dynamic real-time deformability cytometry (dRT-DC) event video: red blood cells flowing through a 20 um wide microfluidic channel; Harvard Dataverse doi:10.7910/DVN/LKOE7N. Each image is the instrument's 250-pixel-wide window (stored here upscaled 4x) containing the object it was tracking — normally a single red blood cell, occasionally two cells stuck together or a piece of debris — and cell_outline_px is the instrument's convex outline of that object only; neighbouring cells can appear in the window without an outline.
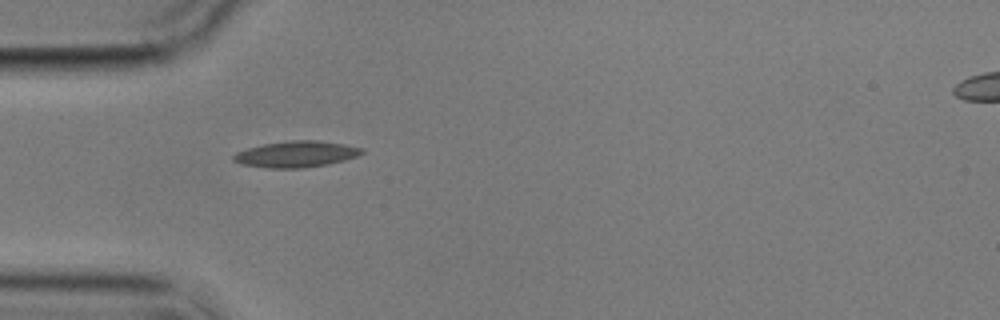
{"species": "common noctule bat (a hibernating species)", "species_latin": "Nyctalus noctula", "temperature_condition": "cold", "stored_images_in_passage": 2, "camera_frame_rate_fps": 3000, "um_per_image_px": 0.085, "animal": {"sex": "male", "body_mass_g": 17.9}, "frame": {"image": 1, "passage_image": 1, "time_ms": 0.0, "image_size_px": [1000, 320], "cell_outline_px": [[364, 152], [356, 156], [344, 160], [328, 164], [300, 168], [268, 168], [240, 164], [232, 160], [232, 156], [236, 152], [248, 148], [264, 144], [292, 140], [316, 140], [344, 144], [364, 148]], "centroid_in_image_um": [25.16, 13.1], "position_along_channel_um": 59.8, "area_um2": 19.54}}
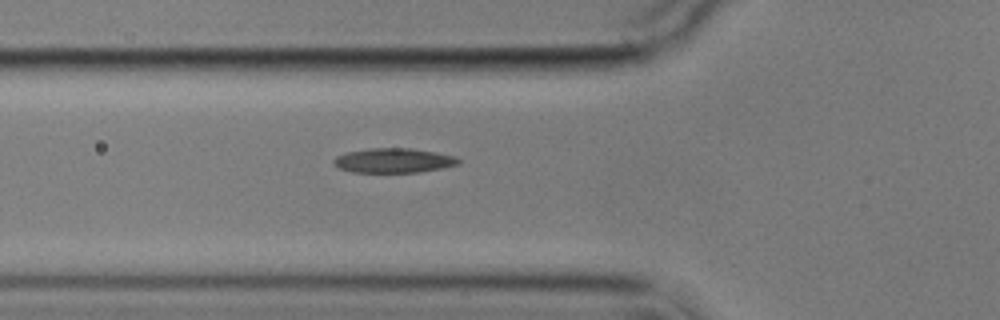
{"frame": {"image": 2, "passage_image": 2, "time_ms": 1.0, "image_size_px": [1000, 320], "cell_outline_px": [[460, 164], [444, 168], [420, 172], [352, 172], [340, 168], [332, 164], [332, 160], [336, 156], [348, 152], [372, 148], [412, 148], [436, 152], [456, 156], [460, 160]], "centroid_in_image_um": [33.49, 13.64], "position_along_channel_um": 92.3, "area_um2": 17.98}}